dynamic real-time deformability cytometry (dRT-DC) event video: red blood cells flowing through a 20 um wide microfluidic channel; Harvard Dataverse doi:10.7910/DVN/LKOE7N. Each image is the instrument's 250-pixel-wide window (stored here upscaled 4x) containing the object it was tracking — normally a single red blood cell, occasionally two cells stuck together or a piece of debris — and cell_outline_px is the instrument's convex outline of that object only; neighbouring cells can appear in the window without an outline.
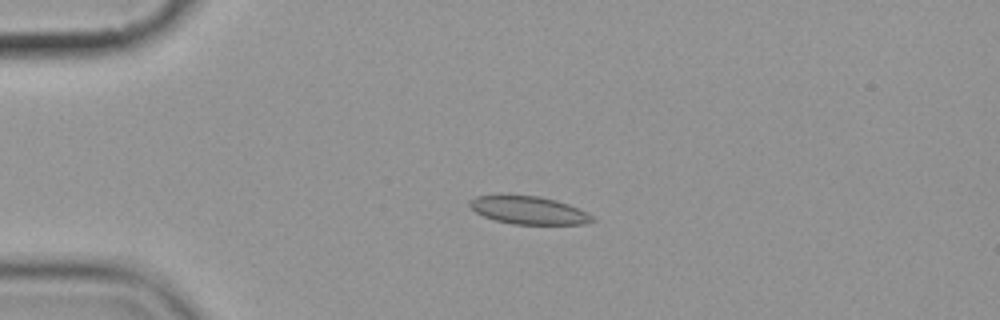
{"species": "common noctule bat (a hibernating species)", "species_latin": "Nyctalus noctula", "temperature_condition": "cold", "stored_images_in_passage": 6, "camera_frame_rate_fps": 3000, "um_per_image_px": 0.085, "animal": {"sex": "female", "body_mass_g": 19.9}, "frame": {"image": 1, "passage_image": 4, "time_ms": 4.333, "image_size_px": [1000, 320], "cell_outline_px": [[596, 220], [584, 224], [512, 224], [496, 220], [484, 216], [476, 212], [468, 204], [468, 200], [476, 196], [500, 192], [540, 196], [556, 200], [568, 204], [588, 212]], "centroid_in_image_um": [44.87, 17.82], "position_along_channel_um": 40.1, "area_um2": 20.63}}
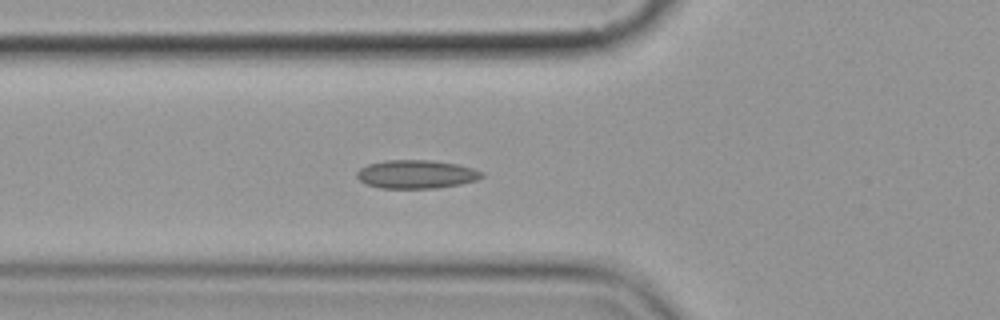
{"frame": {"image": 2, "passage_image": 6, "time_ms": 6.667, "image_size_px": [1000, 320], "cell_outline_px": [[484, 176], [476, 180], [460, 184], [436, 188], [380, 188], [368, 184], [360, 180], [356, 176], [356, 172], [360, 168], [368, 164], [384, 160], [432, 160], [456, 164], [472, 168], [484, 172]], "centroid_in_image_um": [35.38, 14.8], "position_along_channel_um": 90.4, "area_um2": 20.69}}